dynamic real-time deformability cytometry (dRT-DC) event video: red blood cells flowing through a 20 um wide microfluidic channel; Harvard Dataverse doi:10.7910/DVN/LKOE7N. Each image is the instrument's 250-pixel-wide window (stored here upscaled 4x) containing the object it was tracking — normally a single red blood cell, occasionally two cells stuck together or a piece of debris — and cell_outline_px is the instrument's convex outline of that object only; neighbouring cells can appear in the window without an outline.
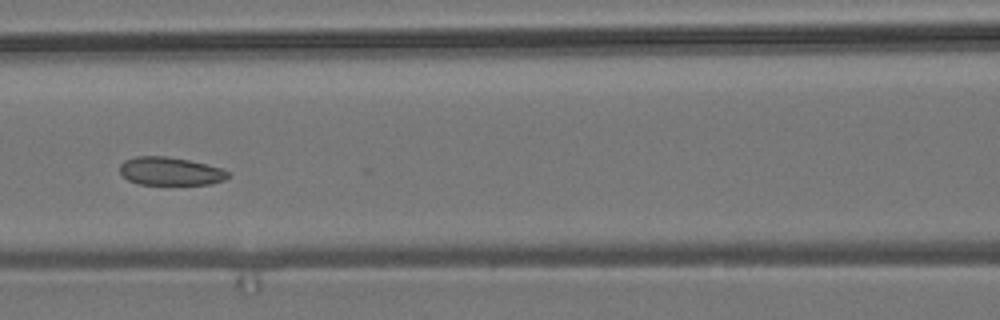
{"species": "common noctule bat (a hibernating species)", "species_latin": "Nyctalus noctula", "temperature_condition": "room temperature", "stored_images_in_passage": 9, "camera_frame_rate_fps": 3000, "um_per_image_px": 0.085, "animal": {"sex": "male", "body_mass_g": 19.2, "forearm_length_mm": 51.8}, "frame": {"image": 1, "passage_image": 8, "time_ms": 8.0, "image_size_px": [1000, 320], "cell_outline_px": [[228, 176], [224, 180], [212, 184], [140, 184], [128, 180], [120, 172], [120, 164], [124, 160], [136, 156], [164, 156], [188, 160], [220, 168], [228, 172]], "centroid_in_image_um": [14.44, 14.55], "position_along_channel_um": 152.2, "area_um2": 17.51}}
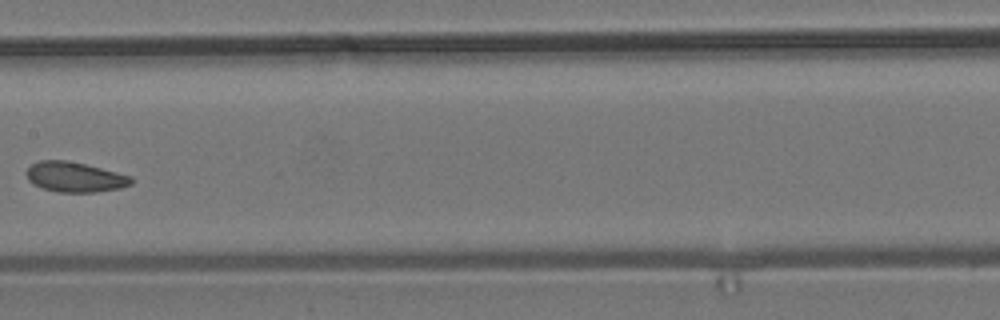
{"frame": {"image": 2, "passage_image": 9, "time_ms": 9.333, "image_size_px": [1000, 320], "cell_outline_px": [[132, 184], [120, 188], [96, 192], [60, 192], [44, 188], [32, 184], [28, 180], [24, 172], [32, 164], [40, 160], [64, 160], [84, 164], [132, 176]], "centroid_in_image_um": [6.34, 15.05], "position_along_channel_um": 201.1, "area_um2": 18.26}}